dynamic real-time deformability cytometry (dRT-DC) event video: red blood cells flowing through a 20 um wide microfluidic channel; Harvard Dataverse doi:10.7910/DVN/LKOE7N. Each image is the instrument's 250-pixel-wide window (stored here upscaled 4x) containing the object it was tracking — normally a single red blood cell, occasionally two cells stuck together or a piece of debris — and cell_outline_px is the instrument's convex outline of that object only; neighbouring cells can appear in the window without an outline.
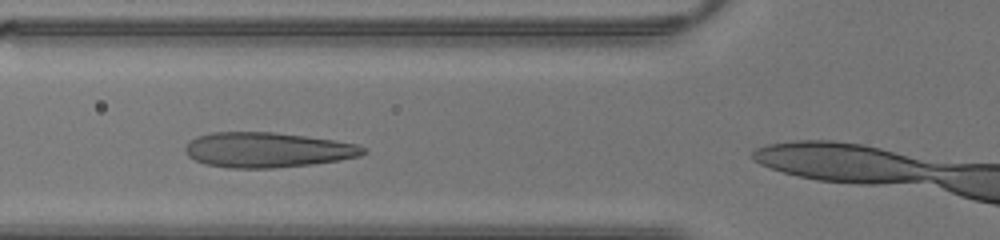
{"species": "human", "species_latin": "Homo sapiens", "temperature_condition": "warm", "stored_images_in_passage": 8, "camera_frame_rate_fps": 3000, "um_per_image_px": 0.085, "donor": {"sex": "male"}, "frame": {"image": 1, "passage_image": 5, "time_ms": 1.333, "image_size_px": [1000, 240], "cell_outline_px": [[368, 152], [360, 156], [340, 160], [312, 164], [272, 168], [228, 168], [208, 164], [196, 160], [188, 156], [184, 152], [184, 148], [196, 136], [212, 132], [272, 132], [336, 140], [356, 144], [368, 148]], "centroid_in_image_um": [22.76, 12.74], "position_along_channel_um": 103.0, "area_um2": 36.41}}
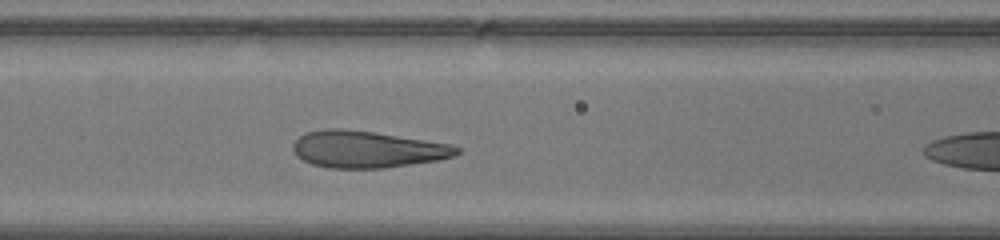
{"frame": {"image": 2, "passage_image": 7, "time_ms": 2.0, "image_size_px": [1000, 240], "cell_outline_px": [[460, 152], [456, 156], [440, 160], [384, 168], [328, 168], [312, 164], [296, 156], [292, 148], [292, 144], [304, 132], [324, 128], [344, 128], [372, 132], [424, 140], [448, 144], [460, 148]], "centroid_in_image_um": [31.17, 12.69], "position_along_channel_um": 135.4, "area_um2": 35.2}}